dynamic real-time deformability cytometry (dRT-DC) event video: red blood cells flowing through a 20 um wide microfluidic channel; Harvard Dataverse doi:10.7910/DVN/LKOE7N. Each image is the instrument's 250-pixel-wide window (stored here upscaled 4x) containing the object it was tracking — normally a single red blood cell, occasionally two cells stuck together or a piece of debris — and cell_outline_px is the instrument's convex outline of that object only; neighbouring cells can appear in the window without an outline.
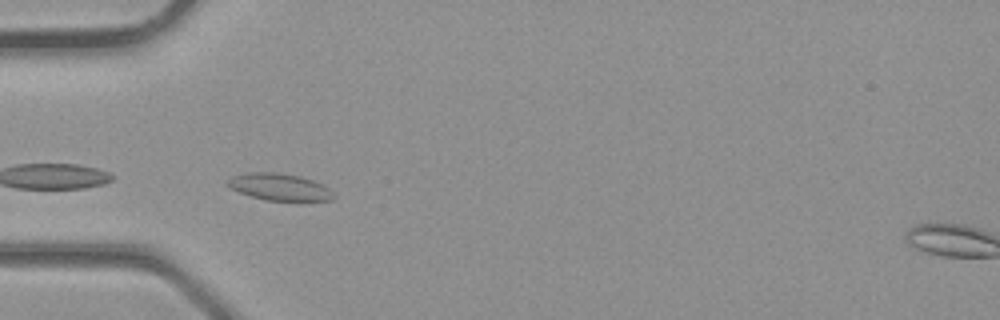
{"species": "common noctule bat (a hibernating species)", "species_latin": "Nyctalus noctula", "temperature_condition": "room temperature", "stored_images_in_passage": 4, "camera_frame_rate_fps": 3000, "um_per_image_px": 0.085, "animal": {"sex": "male", "body_mass_g": 23.1, "forearm_length_mm": 52.7}, "frame": {"image": 1, "passage_image": 3, "time_ms": 0.667, "image_size_px": [1000, 320], "cell_outline_px": [[336, 196], [332, 200], [300, 204], [264, 200], [240, 192], [224, 184], [232, 176], [252, 172], [272, 172], [300, 176], [312, 180], [328, 188]], "centroid_in_image_um": [23.83, 15.96], "position_along_channel_um": 61.2, "area_um2": 17.28}}
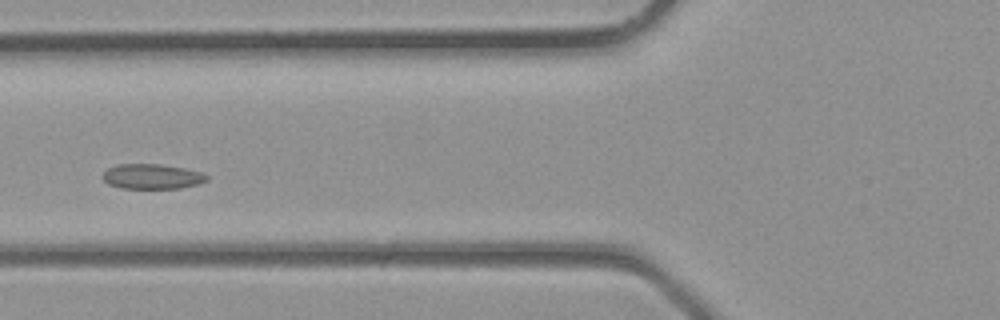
{"frame": {"image": 2, "passage_image": 4, "time_ms": 1.0, "image_size_px": [1000, 320], "cell_outline_px": [[208, 180], [200, 184], [180, 188], [120, 188], [108, 184], [100, 176], [108, 168], [116, 164], [160, 164], [184, 168], [200, 172], [208, 176]], "centroid_in_image_um": [12.9, 15.0], "position_along_channel_um": 112.9, "area_um2": 15.26}}